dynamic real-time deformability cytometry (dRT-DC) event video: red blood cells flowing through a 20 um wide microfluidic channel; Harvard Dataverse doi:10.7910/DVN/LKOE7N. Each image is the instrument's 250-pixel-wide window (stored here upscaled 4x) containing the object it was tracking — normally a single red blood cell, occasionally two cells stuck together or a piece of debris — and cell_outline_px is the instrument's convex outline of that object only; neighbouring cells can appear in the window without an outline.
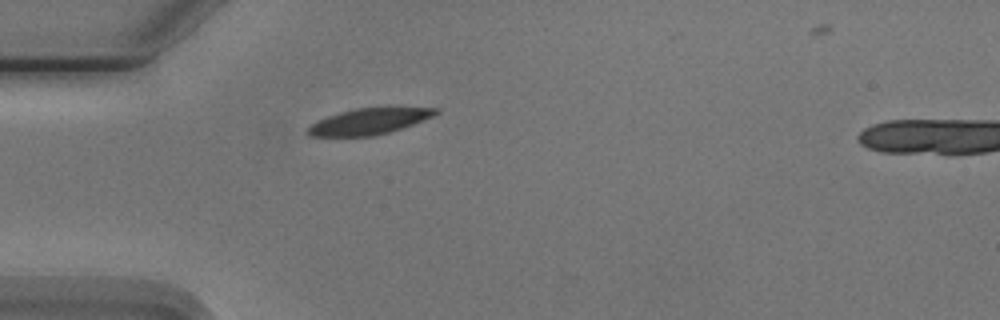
{"species": "Egyptian fruit bat (a non-hibernating species)", "species_latin": "Rousettus aegyptiacus", "temperature_condition": "cold", "stored_images_in_passage": 2, "camera_frame_rate_fps": 3000, "um_per_image_px": 0.085, "animal": {"sex": "male"}, "frame": {"image": 1, "passage_image": 1, "time_ms": 0.0, "image_size_px": [1000, 320], "cell_outline_px": [[440, 112], [436, 116], [388, 132], [372, 136], [308, 136], [304, 132], [316, 120], [340, 112], [356, 108], [388, 104], [440, 108]], "centroid_in_image_um": [31.48, 10.24], "position_along_channel_um": 53.5, "area_um2": 20.46}}